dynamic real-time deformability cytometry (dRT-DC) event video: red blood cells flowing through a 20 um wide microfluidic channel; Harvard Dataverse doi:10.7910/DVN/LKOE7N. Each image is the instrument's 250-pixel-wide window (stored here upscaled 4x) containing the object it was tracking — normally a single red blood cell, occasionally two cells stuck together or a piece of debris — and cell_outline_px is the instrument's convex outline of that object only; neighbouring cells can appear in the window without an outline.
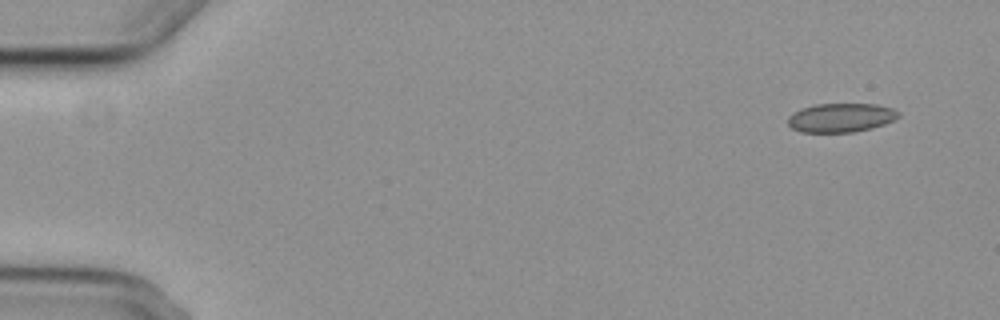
{"species": "common noctule bat (a hibernating species)", "species_latin": "Nyctalus noctula", "temperature_condition": "cold", "stored_images_in_passage": 5, "camera_frame_rate_fps": 3000, "um_per_image_px": 0.085, "animal": {"sex": "female", "body_mass_g": 29.2, "forearm_length_mm": 56.3}, "frame": {"image": 1, "passage_image": 1, "time_ms": 0.0, "image_size_px": [1000, 320], "cell_outline_px": [[900, 116], [884, 124], [872, 128], [852, 132], [800, 132], [792, 128], [788, 124], [788, 116], [792, 112], [800, 108], [816, 104], [876, 104], [892, 108], [900, 112]], "centroid_in_image_um": [71.45, 10.0], "position_along_channel_um": 13.5, "area_um2": 18.73}}
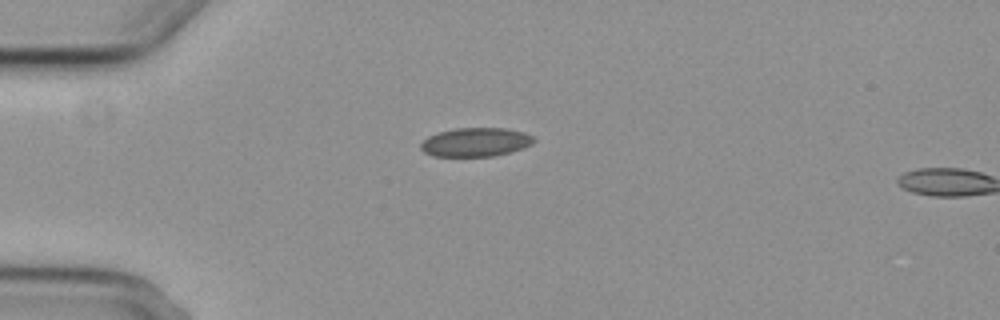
{"frame": {"image": 2, "passage_image": 4, "time_ms": 3.667, "image_size_px": [1000, 320], "cell_outline_px": [[536, 140], [532, 144], [524, 148], [512, 152], [492, 156], [432, 156], [424, 152], [420, 148], [420, 144], [428, 136], [440, 132], [456, 128], [504, 128], [524, 132], [532, 136]], "centroid_in_image_um": [40.44, 12.08], "position_along_channel_um": 44.6, "area_um2": 19.02}}